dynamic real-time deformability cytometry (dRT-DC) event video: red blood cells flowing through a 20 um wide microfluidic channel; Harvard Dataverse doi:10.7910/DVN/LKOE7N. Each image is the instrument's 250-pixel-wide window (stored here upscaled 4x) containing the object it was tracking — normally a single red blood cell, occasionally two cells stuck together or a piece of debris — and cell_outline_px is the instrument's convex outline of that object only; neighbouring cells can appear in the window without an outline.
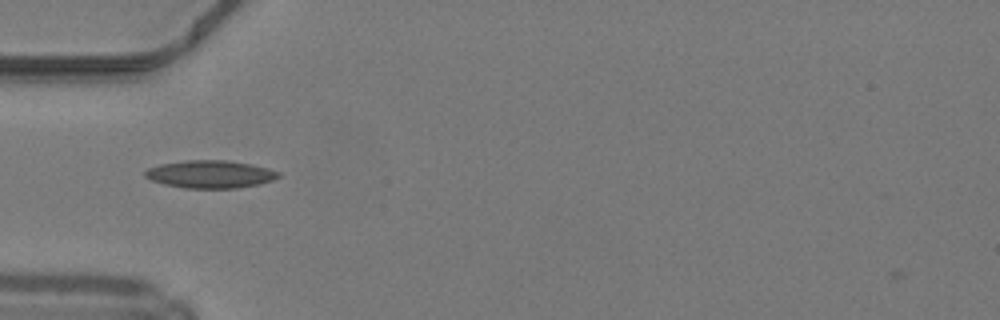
{"species": "common noctule bat (a hibernating species)", "species_latin": "Nyctalus noctula", "temperature_condition": "warm", "stored_images_in_passage": 34, "camera_frame_rate_fps": 3000, "um_per_image_px": 0.085, "animal": {"sex": "male", "body_mass_g": 19.2, "forearm_length_mm": 51.8}, "frame": {"image": 1, "passage_image": 1, "time_ms": 0.0, "image_size_px": [1000, 320], "cell_outline_px": [[280, 176], [272, 180], [260, 184], [236, 188], [184, 188], [164, 184], [152, 180], [144, 176], [144, 172], [148, 168], [160, 164], [184, 160], [228, 160], [252, 164], [268, 168], [280, 172]], "centroid_in_image_um": [17.88, 14.8], "position_along_channel_um": 67.1, "area_um2": 21.62}}
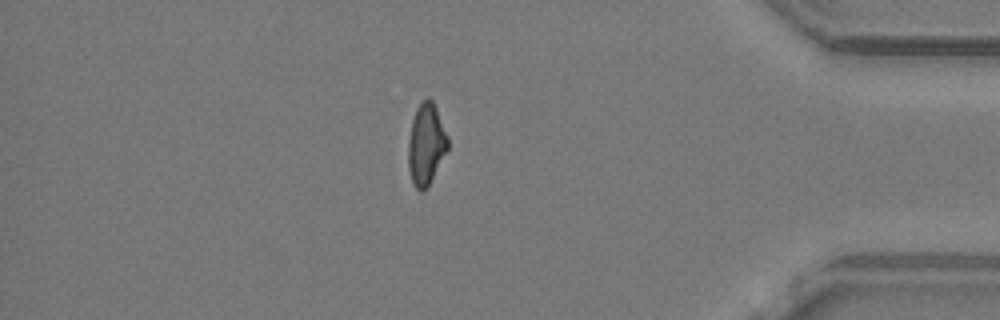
{"frame": {"image": 2, "passage_image": 27, "time_ms": 8.667, "image_size_px": [1000, 320], "cell_outline_px": [[448, 148], [428, 184], [420, 192], [412, 184], [408, 168], [408, 140], [412, 120], [416, 108], [420, 100], [428, 96], [432, 100], [436, 108], [448, 136]], "centroid_in_image_um": [36.19, 12.2], "position_along_channel_um": 399.0, "area_um2": 18.67}}
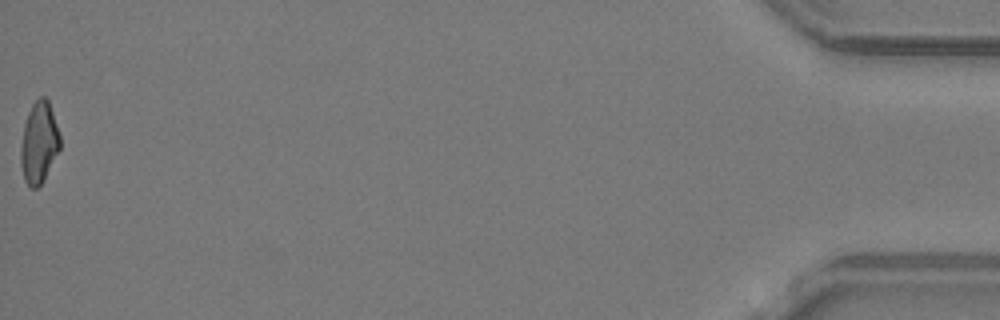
{"frame": {"image": 3, "passage_image": 34, "time_ms": 11.0, "image_size_px": [1000, 320], "cell_outline_px": [[60, 148], [40, 184], [36, 188], [32, 188], [24, 180], [20, 164], [20, 148], [24, 124], [28, 112], [32, 104], [40, 96], [44, 96], [48, 100], [60, 136]], "centroid_in_image_um": [3.29, 12.1], "position_along_channel_um": 431.9, "area_um2": 18.32}, "authors_computed_cell_mechanics": {"area_um2": 19.2185, "velocity_mm_per_s": 4.2442, "shape_relaxation_time_tau1_ms": null, "shape_relaxation_time_tau2_ms": 4.2958, "deformation_change_tau1": null, "deformation_change_tau2": 0.1247}}